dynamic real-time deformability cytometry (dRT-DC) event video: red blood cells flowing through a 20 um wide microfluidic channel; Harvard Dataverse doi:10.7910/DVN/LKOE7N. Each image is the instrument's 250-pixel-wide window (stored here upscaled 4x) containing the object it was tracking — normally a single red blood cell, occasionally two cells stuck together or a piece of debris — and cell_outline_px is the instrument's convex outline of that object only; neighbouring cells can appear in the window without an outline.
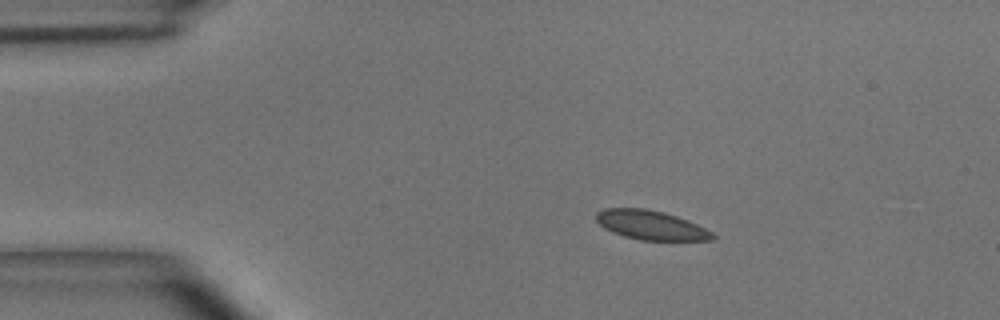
{"species": "common noctule bat (a hibernating species)", "species_latin": "Nyctalus noctula", "temperature_condition": "room temperature", "stored_images_in_passage": 4, "camera_frame_rate_fps": 3000, "um_per_image_px": 0.085, "animal": {"sex": "male", "body_mass_g": 15.6}, "frame": {"image": 1, "passage_image": 2, "time_ms": 0.333, "image_size_px": [1000, 320], "cell_outline_px": [[716, 240], [640, 240], [624, 236], [612, 232], [604, 228], [596, 220], [596, 212], [604, 208], [644, 208], [664, 212], [688, 220], [712, 232], [716, 236]], "centroid_in_image_um": [55.32, 19.13], "position_along_channel_um": 29.7, "area_um2": 19.83}}
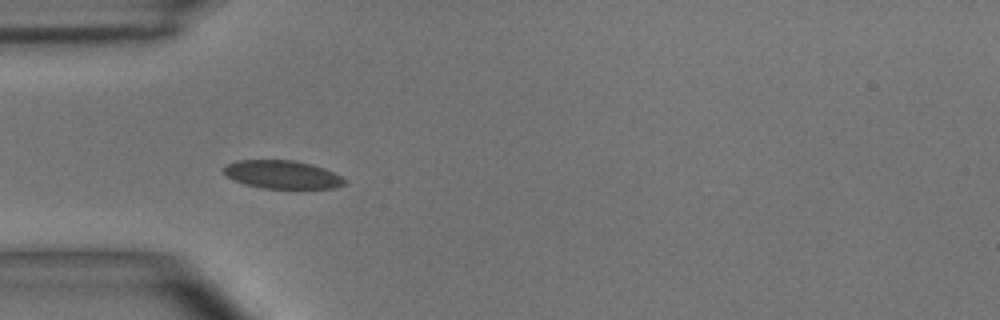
{"frame": {"image": 2, "passage_image": 3, "time_ms": 0.667, "image_size_px": [1000, 320], "cell_outline_px": [[348, 180], [344, 184], [336, 188], [260, 188], [244, 184], [232, 180], [224, 176], [224, 168], [228, 164], [236, 160], [292, 160], [312, 164], [324, 168]], "centroid_in_image_um": [23.97, 14.84], "position_along_channel_um": 61.0, "area_um2": 19.94}}
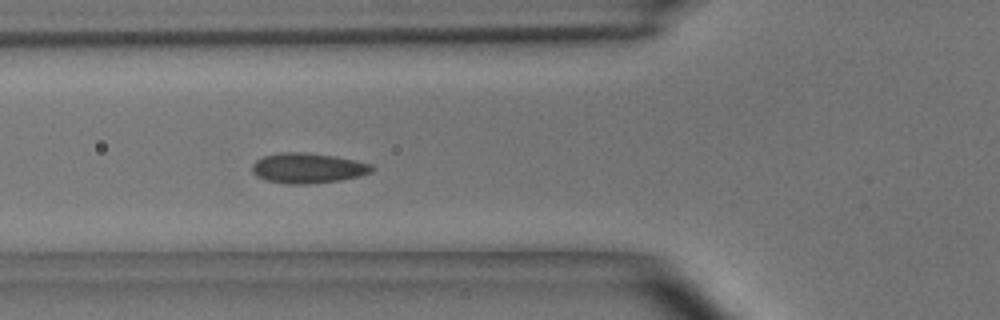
{"frame": {"image": 3, "passage_image": 4, "time_ms": 1.0, "image_size_px": [1000, 320], "cell_outline_px": [[376, 168], [372, 172], [360, 176], [340, 180], [308, 184], [288, 184], [268, 180], [256, 176], [252, 172], [252, 164], [256, 160], [264, 156], [280, 152], [300, 152], [332, 156], [356, 160], [372, 164]], "centroid_in_image_um": [26.18, 14.29], "position_along_channel_um": 99.6, "area_um2": 21.04}}